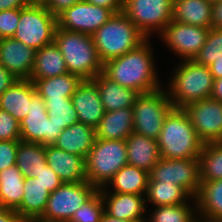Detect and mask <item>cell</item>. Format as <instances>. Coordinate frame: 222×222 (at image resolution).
<instances>
[{"mask_svg": "<svg viewBox=\"0 0 222 222\" xmlns=\"http://www.w3.org/2000/svg\"><path fill=\"white\" fill-rule=\"evenodd\" d=\"M150 41V38H147L135 49L106 61L102 73L111 81L131 88L139 94L160 89L164 85L159 79L154 48Z\"/></svg>", "mask_w": 222, "mask_h": 222, "instance_id": "obj_1", "label": "cell"}, {"mask_svg": "<svg viewBox=\"0 0 222 222\" xmlns=\"http://www.w3.org/2000/svg\"><path fill=\"white\" fill-rule=\"evenodd\" d=\"M164 88L174 108H181L211 97L214 77L210 68L194 60H179Z\"/></svg>", "mask_w": 222, "mask_h": 222, "instance_id": "obj_2", "label": "cell"}, {"mask_svg": "<svg viewBox=\"0 0 222 222\" xmlns=\"http://www.w3.org/2000/svg\"><path fill=\"white\" fill-rule=\"evenodd\" d=\"M157 142L160 157L167 159H199L204 145L181 108H173L165 117Z\"/></svg>", "mask_w": 222, "mask_h": 222, "instance_id": "obj_3", "label": "cell"}, {"mask_svg": "<svg viewBox=\"0 0 222 222\" xmlns=\"http://www.w3.org/2000/svg\"><path fill=\"white\" fill-rule=\"evenodd\" d=\"M54 42L58 45L69 73L82 80H93L103 72L92 35L73 32L57 26Z\"/></svg>", "mask_w": 222, "mask_h": 222, "instance_id": "obj_4", "label": "cell"}, {"mask_svg": "<svg viewBox=\"0 0 222 222\" xmlns=\"http://www.w3.org/2000/svg\"><path fill=\"white\" fill-rule=\"evenodd\" d=\"M92 38L103 64L135 49L147 39L123 12L114 13Z\"/></svg>", "mask_w": 222, "mask_h": 222, "instance_id": "obj_5", "label": "cell"}, {"mask_svg": "<svg viewBox=\"0 0 222 222\" xmlns=\"http://www.w3.org/2000/svg\"><path fill=\"white\" fill-rule=\"evenodd\" d=\"M86 179L98 190L127 164L126 141L95 139L85 159Z\"/></svg>", "mask_w": 222, "mask_h": 222, "instance_id": "obj_6", "label": "cell"}, {"mask_svg": "<svg viewBox=\"0 0 222 222\" xmlns=\"http://www.w3.org/2000/svg\"><path fill=\"white\" fill-rule=\"evenodd\" d=\"M57 17L43 3L32 2L20 9L19 23L13 39L39 50L54 42Z\"/></svg>", "mask_w": 222, "mask_h": 222, "instance_id": "obj_7", "label": "cell"}, {"mask_svg": "<svg viewBox=\"0 0 222 222\" xmlns=\"http://www.w3.org/2000/svg\"><path fill=\"white\" fill-rule=\"evenodd\" d=\"M174 108L166 89L139 94L132 106L133 132L157 140L165 117Z\"/></svg>", "mask_w": 222, "mask_h": 222, "instance_id": "obj_8", "label": "cell"}, {"mask_svg": "<svg viewBox=\"0 0 222 222\" xmlns=\"http://www.w3.org/2000/svg\"><path fill=\"white\" fill-rule=\"evenodd\" d=\"M173 0H131L122 12L146 36H158L173 20Z\"/></svg>", "mask_w": 222, "mask_h": 222, "instance_id": "obj_9", "label": "cell"}, {"mask_svg": "<svg viewBox=\"0 0 222 222\" xmlns=\"http://www.w3.org/2000/svg\"><path fill=\"white\" fill-rule=\"evenodd\" d=\"M97 191L98 189L87 180L77 183H62L50 193L41 218L70 221L74 213Z\"/></svg>", "mask_w": 222, "mask_h": 222, "instance_id": "obj_10", "label": "cell"}, {"mask_svg": "<svg viewBox=\"0 0 222 222\" xmlns=\"http://www.w3.org/2000/svg\"><path fill=\"white\" fill-rule=\"evenodd\" d=\"M210 28L172 20L157 36L181 60H193L205 44Z\"/></svg>", "mask_w": 222, "mask_h": 222, "instance_id": "obj_11", "label": "cell"}, {"mask_svg": "<svg viewBox=\"0 0 222 222\" xmlns=\"http://www.w3.org/2000/svg\"><path fill=\"white\" fill-rule=\"evenodd\" d=\"M149 178L152 181L175 183L195 198L201 186L199 159L160 158L150 171Z\"/></svg>", "mask_w": 222, "mask_h": 222, "instance_id": "obj_12", "label": "cell"}, {"mask_svg": "<svg viewBox=\"0 0 222 222\" xmlns=\"http://www.w3.org/2000/svg\"><path fill=\"white\" fill-rule=\"evenodd\" d=\"M113 14L108 8L82 0L60 13L57 25L68 31L93 35Z\"/></svg>", "mask_w": 222, "mask_h": 222, "instance_id": "obj_13", "label": "cell"}, {"mask_svg": "<svg viewBox=\"0 0 222 222\" xmlns=\"http://www.w3.org/2000/svg\"><path fill=\"white\" fill-rule=\"evenodd\" d=\"M183 109L204 144L222 142V102L209 97Z\"/></svg>", "mask_w": 222, "mask_h": 222, "instance_id": "obj_14", "label": "cell"}, {"mask_svg": "<svg viewBox=\"0 0 222 222\" xmlns=\"http://www.w3.org/2000/svg\"><path fill=\"white\" fill-rule=\"evenodd\" d=\"M62 131L50 122L45 102L36 92L32 96L28 115L20 122L21 140L53 145Z\"/></svg>", "mask_w": 222, "mask_h": 222, "instance_id": "obj_15", "label": "cell"}, {"mask_svg": "<svg viewBox=\"0 0 222 222\" xmlns=\"http://www.w3.org/2000/svg\"><path fill=\"white\" fill-rule=\"evenodd\" d=\"M35 53L36 50L12 37L0 39L1 66L17 79H30Z\"/></svg>", "mask_w": 222, "mask_h": 222, "instance_id": "obj_16", "label": "cell"}, {"mask_svg": "<svg viewBox=\"0 0 222 222\" xmlns=\"http://www.w3.org/2000/svg\"><path fill=\"white\" fill-rule=\"evenodd\" d=\"M78 121L96 128L103 118L104 109L97 84L93 80H82L71 96Z\"/></svg>", "mask_w": 222, "mask_h": 222, "instance_id": "obj_17", "label": "cell"}, {"mask_svg": "<svg viewBox=\"0 0 222 222\" xmlns=\"http://www.w3.org/2000/svg\"><path fill=\"white\" fill-rule=\"evenodd\" d=\"M104 201L105 213L109 216L132 222L146 221L145 196L137 194H122L100 192ZM145 213V214H144Z\"/></svg>", "mask_w": 222, "mask_h": 222, "instance_id": "obj_18", "label": "cell"}, {"mask_svg": "<svg viewBox=\"0 0 222 222\" xmlns=\"http://www.w3.org/2000/svg\"><path fill=\"white\" fill-rule=\"evenodd\" d=\"M47 165L63 183L83 182L86 179L85 158L68 153L53 145H46Z\"/></svg>", "mask_w": 222, "mask_h": 222, "instance_id": "obj_19", "label": "cell"}, {"mask_svg": "<svg viewBox=\"0 0 222 222\" xmlns=\"http://www.w3.org/2000/svg\"><path fill=\"white\" fill-rule=\"evenodd\" d=\"M35 93L34 83L30 79H18L0 95V108L20 123L28 115Z\"/></svg>", "mask_w": 222, "mask_h": 222, "instance_id": "obj_20", "label": "cell"}, {"mask_svg": "<svg viewBox=\"0 0 222 222\" xmlns=\"http://www.w3.org/2000/svg\"><path fill=\"white\" fill-rule=\"evenodd\" d=\"M125 141L127 164L150 173L161 158L157 140L132 132Z\"/></svg>", "mask_w": 222, "mask_h": 222, "instance_id": "obj_21", "label": "cell"}, {"mask_svg": "<svg viewBox=\"0 0 222 222\" xmlns=\"http://www.w3.org/2000/svg\"><path fill=\"white\" fill-rule=\"evenodd\" d=\"M95 139L96 132L94 127L77 122L65 128L53 146L86 159L94 145Z\"/></svg>", "mask_w": 222, "mask_h": 222, "instance_id": "obj_22", "label": "cell"}, {"mask_svg": "<svg viewBox=\"0 0 222 222\" xmlns=\"http://www.w3.org/2000/svg\"><path fill=\"white\" fill-rule=\"evenodd\" d=\"M95 132L98 139L125 141L133 132L132 108L104 112Z\"/></svg>", "mask_w": 222, "mask_h": 222, "instance_id": "obj_23", "label": "cell"}, {"mask_svg": "<svg viewBox=\"0 0 222 222\" xmlns=\"http://www.w3.org/2000/svg\"><path fill=\"white\" fill-rule=\"evenodd\" d=\"M93 81L98 86L105 112L122 108H132L136 97L139 95L135 90L111 81L103 73L97 75Z\"/></svg>", "mask_w": 222, "mask_h": 222, "instance_id": "obj_24", "label": "cell"}, {"mask_svg": "<svg viewBox=\"0 0 222 222\" xmlns=\"http://www.w3.org/2000/svg\"><path fill=\"white\" fill-rule=\"evenodd\" d=\"M149 173L133 165L123 166L100 192L137 194L145 196ZM112 189V190H111Z\"/></svg>", "mask_w": 222, "mask_h": 222, "instance_id": "obj_25", "label": "cell"}, {"mask_svg": "<svg viewBox=\"0 0 222 222\" xmlns=\"http://www.w3.org/2000/svg\"><path fill=\"white\" fill-rule=\"evenodd\" d=\"M173 20L176 22L211 28L212 3L208 0H173Z\"/></svg>", "mask_w": 222, "mask_h": 222, "instance_id": "obj_26", "label": "cell"}, {"mask_svg": "<svg viewBox=\"0 0 222 222\" xmlns=\"http://www.w3.org/2000/svg\"><path fill=\"white\" fill-rule=\"evenodd\" d=\"M145 203L146 208H148L149 205L158 207L183 203H196V200L184 188L175 183L168 184L160 181H152L149 178L145 194Z\"/></svg>", "mask_w": 222, "mask_h": 222, "instance_id": "obj_27", "label": "cell"}, {"mask_svg": "<svg viewBox=\"0 0 222 222\" xmlns=\"http://www.w3.org/2000/svg\"><path fill=\"white\" fill-rule=\"evenodd\" d=\"M30 80L34 83L37 94L43 100L70 99L82 82L79 76L69 72L60 76Z\"/></svg>", "mask_w": 222, "mask_h": 222, "instance_id": "obj_28", "label": "cell"}, {"mask_svg": "<svg viewBox=\"0 0 222 222\" xmlns=\"http://www.w3.org/2000/svg\"><path fill=\"white\" fill-rule=\"evenodd\" d=\"M68 73L65 60L55 42L45 45L35 53V63L30 79H43Z\"/></svg>", "mask_w": 222, "mask_h": 222, "instance_id": "obj_29", "label": "cell"}, {"mask_svg": "<svg viewBox=\"0 0 222 222\" xmlns=\"http://www.w3.org/2000/svg\"><path fill=\"white\" fill-rule=\"evenodd\" d=\"M23 188L22 202L16 211L25 220L41 217L51 192L37 178H25Z\"/></svg>", "mask_w": 222, "mask_h": 222, "instance_id": "obj_30", "label": "cell"}, {"mask_svg": "<svg viewBox=\"0 0 222 222\" xmlns=\"http://www.w3.org/2000/svg\"><path fill=\"white\" fill-rule=\"evenodd\" d=\"M25 177L17 165L0 171V207L16 210L23 198Z\"/></svg>", "mask_w": 222, "mask_h": 222, "instance_id": "obj_31", "label": "cell"}, {"mask_svg": "<svg viewBox=\"0 0 222 222\" xmlns=\"http://www.w3.org/2000/svg\"><path fill=\"white\" fill-rule=\"evenodd\" d=\"M197 214L212 220H222V179L201 182L196 197Z\"/></svg>", "mask_w": 222, "mask_h": 222, "instance_id": "obj_32", "label": "cell"}, {"mask_svg": "<svg viewBox=\"0 0 222 222\" xmlns=\"http://www.w3.org/2000/svg\"><path fill=\"white\" fill-rule=\"evenodd\" d=\"M16 165L25 178H35V174L47 165L46 146L20 140Z\"/></svg>", "mask_w": 222, "mask_h": 222, "instance_id": "obj_33", "label": "cell"}, {"mask_svg": "<svg viewBox=\"0 0 222 222\" xmlns=\"http://www.w3.org/2000/svg\"><path fill=\"white\" fill-rule=\"evenodd\" d=\"M200 182L222 179V142L205 143L199 155Z\"/></svg>", "mask_w": 222, "mask_h": 222, "instance_id": "obj_34", "label": "cell"}, {"mask_svg": "<svg viewBox=\"0 0 222 222\" xmlns=\"http://www.w3.org/2000/svg\"><path fill=\"white\" fill-rule=\"evenodd\" d=\"M149 213V214H148ZM145 222H190L197 214L196 203L153 207Z\"/></svg>", "mask_w": 222, "mask_h": 222, "instance_id": "obj_35", "label": "cell"}, {"mask_svg": "<svg viewBox=\"0 0 222 222\" xmlns=\"http://www.w3.org/2000/svg\"><path fill=\"white\" fill-rule=\"evenodd\" d=\"M50 122H53L59 129L65 128L79 122L77 112L74 109L72 100H44Z\"/></svg>", "mask_w": 222, "mask_h": 222, "instance_id": "obj_36", "label": "cell"}, {"mask_svg": "<svg viewBox=\"0 0 222 222\" xmlns=\"http://www.w3.org/2000/svg\"><path fill=\"white\" fill-rule=\"evenodd\" d=\"M222 58V29L211 27L205 44L193 59L196 63L209 67L215 59Z\"/></svg>", "mask_w": 222, "mask_h": 222, "instance_id": "obj_37", "label": "cell"}, {"mask_svg": "<svg viewBox=\"0 0 222 222\" xmlns=\"http://www.w3.org/2000/svg\"><path fill=\"white\" fill-rule=\"evenodd\" d=\"M104 213V201L98 190L74 213L70 222H101Z\"/></svg>", "mask_w": 222, "mask_h": 222, "instance_id": "obj_38", "label": "cell"}, {"mask_svg": "<svg viewBox=\"0 0 222 222\" xmlns=\"http://www.w3.org/2000/svg\"><path fill=\"white\" fill-rule=\"evenodd\" d=\"M20 123L0 108V141H20Z\"/></svg>", "mask_w": 222, "mask_h": 222, "instance_id": "obj_39", "label": "cell"}, {"mask_svg": "<svg viewBox=\"0 0 222 222\" xmlns=\"http://www.w3.org/2000/svg\"><path fill=\"white\" fill-rule=\"evenodd\" d=\"M20 18V9L0 11V39L13 37Z\"/></svg>", "mask_w": 222, "mask_h": 222, "instance_id": "obj_40", "label": "cell"}, {"mask_svg": "<svg viewBox=\"0 0 222 222\" xmlns=\"http://www.w3.org/2000/svg\"><path fill=\"white\" fill-rule=\"evenodd\" d=\"M19 141H0V171L16 165Z\"/></svg>", "mask_w": 222, "mask_h": 222, "instance_id": "obj_41", "label": "cell"}, {"mask_svg": "<svg viewBox=\"0 0 222 222\" xmlns=\"http://www.w3.org/2000/svg\"><path fill=\"white\" fill-rule=\"evenodd\" d=\"M35 178H37V181L41 182L49 190V192H53L63 183L48 165L36 173Z\"/></svg>", "mask_w": 222, "mask_h": 222, "instance_id": "obj_42", "label": "cell"}, {"mask_svg": "<svg viewBox=\"0 0 222 222\" xmlns=\"http://www.w3.org/2000/svg\"><path fill=\"white\" fill-rule=\"evenodd\" d=\"M82 0H45L44 6L54 15L58 16L65 9Z\"/></svg>", "mask_w": 222, "mask_h": 222, "instance_id": "obj_43", "label": "cell"}, {"mask_svg": "<svg viewBox=\"0 0 222 222\" xmlns=\"http://www.w3.org/2000/svg\"><path fill=\"white\" fill-rule=\"evenodd\" d=\"M18 79L3 66H0V95Z\"/></svg>", "mask_w": 222, "mask_h": 222, "instance_id": "obj_44", "label": "cell"}, {"mask_svg": "<svg viewBox=\"0 0 222 222\" xmlns=\"http://www.w3.org/2000/svg\"><path fill=\"white\" fill-rule=\"evenodd\" d=\"M211 26L222 29V0L212 4Z\"/></svg>", "mask_w": 222, "mask_h": 222, "instance_id": "obj_45", "label": "cell"}, {"mask_svg": "<svg viewBox=\"0 0 222 222\" xmlns=\"http://www.w3.org/2000/svg\"><path fill=\"white\" fill-rule=\"evenodd\" d=\"M0 222H26L16 210L0 207Z\"/></svg>", "mask_w": 222, "mask_h": 222, "instance_id": "obj_46", "label": "cell"}, {"mask_svg": "<svg viewBox=\"0 0 222 222\" xmlns=\"http://www.w3.org/2000/svg\"><path fill=\"white\" fill-rule=\"evenodd\" d=\"M93 5L108 8L114 13L122 12L123 6L119 3V0H85Z\"/></svg>", "mask_w": 222, "mask_h": 222, "instance_id": "obj_47", "label": "cell"}, {"mask_svg": "<svg viewBox=\"0 0 222 222\" xmlns=\"http://www.w3.org/2000/svg\"><path fill=\"white\" fill-rule=\"evenodd\" d=\"M31 3V0H0V11L9 9H22Z\"/></svg>", "mask_w": 222, "mask_h": 222, "instance_id": "obj_48", "label": "cell"}, {"mask_svg": "<svg viewBox=\"0 0 222 222\" xmlns=\"http://www.w3.org/2000/svg\"><path fill=\"white\" fill-rule=\"evenodd\" d=\"M211 98L222 102V77L218 79H214Z\"/></svg>", "mask_w": 222, "mask_h": 222, "instance_id": "obj_49", "label": "cell"}, {"mask_svg": "<svg viewBox=\"0 0 222 222\" xmlns=\"http://www.w3.org/2000/svg\"><path fill=\"white\" fill-rule=\"evenodd\" d=\"M210 71L214 79L222 77V58L215 59L214 62L209 66Z\"/></svg>", "mask_w": 222, "mask_h": 222, "instance_id": "obj_50", "label": "cell"}, {"mask_svg": "<svg viewBox=\"0 0 222 222\" xmlns=\"http://www.w3.org/2000/svg\"><path fill=\"white\" fill-rule=\"evenodd\" d=\"M101 222H132V221L116 219V218H113V217L109 216L108 214L104 213L102 216Z\"/></svg>", "mask_w": 222, "mask_h": 222, "instance_id": "obj_51", "label": "cell"}, {"mask_svg": "<svg viewBox=\"0 0 222 222\" xmlns=\"http://www.w3.org/2000/svg\"><path fill=\"white\" fill-rule=\"evenodd\" d=\"M190 222H215V221L210 218L196 214Z\"/></svg>", "mask_w": 222, "mask_h": 222, "instance_id": "obj_52", "label": "cell"}, {"mask_svg": "<svg viewBox=\"0 0 222 222\" xmlns=\"http://www.w3.org/2000/svg\"><path fill=\"white\" fill-rule=\"evenodd\" d=\"M26 222H70V221L49 220V219H43L41 217H38V218H32V219L26 220Z\"/></svg>", "mask_w": 222, "mask_h": 222, "instance_id": "obj_53", "label": "cell"}, {"mask_svg": "<svg viewBox=\"0 0 222 222\" xmlns=\"http://www.w3.org/2000/svg\"><path fill=\"white\" fill-rule=\"evenodd\" d=\"M129 1H131V0H119V3H120L122 6H125Z\"/></svg>", "mask_w": 222, "mask_h": 222, "instance_id": "obj_54", "label": "cell"}, {"mask_svg": "<svg viewBox=\"0 0 222 222\" xmlns=\"http://www.w3.org/2000/svg\"><path fill=\"white\" fill-rule=\"evenodd\" d=\"M32 2L43 3L45 0H31Z\"/></svg>", "mask_w": 222, "mask_h": 222, "instance_id": "obj_55", "label": "cell"}, {"mask_svg": "<svg viewBox=\"0 0 222 222\" xmlns=\"http://www.w3.org/2000/svg\"><path fill=\"white\" fill-rule=\"evenodd\" d=\"M208 1L213 4V3L221 1V0H208Z\"/></svg>", "mask_w": 222, "mask_h": 222, "instance_id": "obj_56", "label": "cell"}]
</instances>
